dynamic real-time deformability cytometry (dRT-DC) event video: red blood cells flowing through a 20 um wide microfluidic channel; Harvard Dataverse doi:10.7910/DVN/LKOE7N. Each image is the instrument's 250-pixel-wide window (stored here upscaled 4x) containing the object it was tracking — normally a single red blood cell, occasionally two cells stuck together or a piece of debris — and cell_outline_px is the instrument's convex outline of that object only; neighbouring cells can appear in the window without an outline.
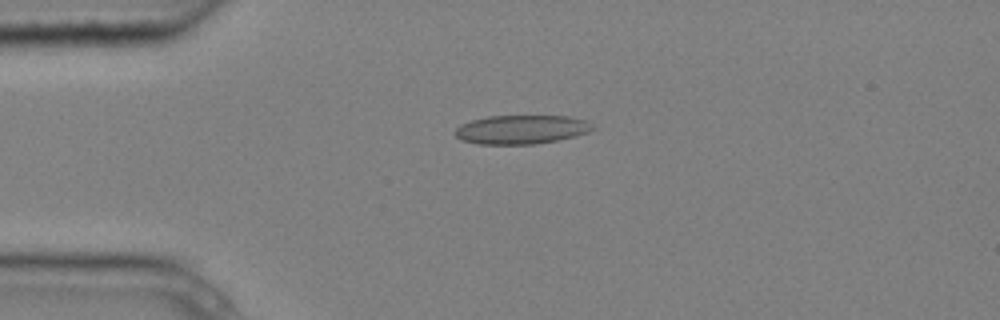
{"species": "common noctule bat (a hibernating species)", "species_latin": "Nyctalus noctula", "temperature_condition": "cold", "stored_images_in_passage": 5, "camera_frame_rate_fps": 3000, "um_per_image_px": 0.085, "animal": {"sex": "male", "body_mass_g": 20.4}, "frame": {"image": 1, "passage_image": 2, "time_ms": 0.333, "image_size_px": [1000, 320], "cell_outline_px": [[596, 128], [588, 132], [576, 136], [536, 144], [480, 144], [460, 140], [456, 136], [456, 128], [460, 124], [472, 120], [488, 116], [568, 116], [584, 120]], "centroid_in_image_um": [44.3, 11.01], "position_along_channel_um": 40.7, "area_um2": 23.06}}
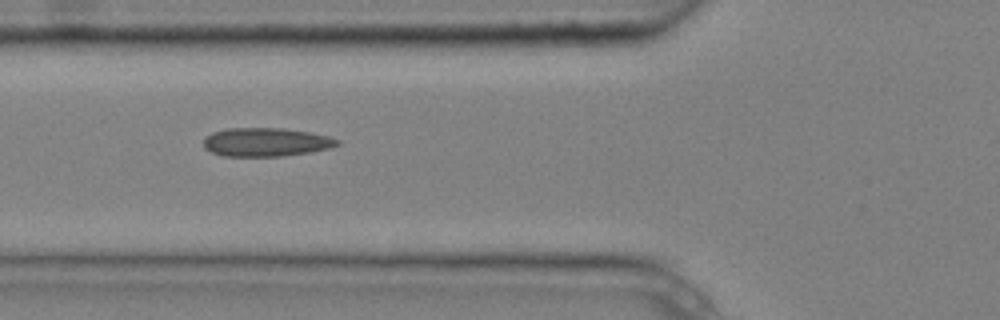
{"frame": {"image": 2, "passage_image": 4, "time_ms": 1.0, "image_size_px": [1000, 320], "cell_outline_px": [[340, 144], [328, 148], [312, 152], [284, 156], [220, 156], [204, 148], [204, 136], [212, 132], [224, 128], [284, 128], [312, 132], [328, 136], [340, 140]], "centroid_in_image_um": [22.59, 12.07], "position_along_channel_um": 103.2, "area_um2": 22.6}}
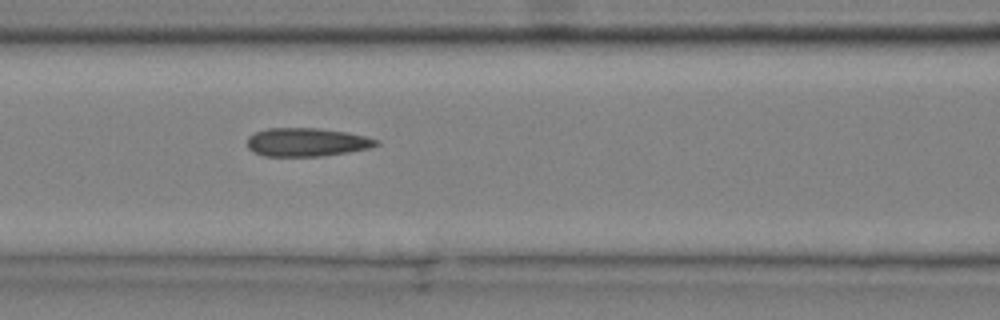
{"frame": {"image": 3, "passage_image": 5, "time_ms": 1.333, "image_size_px": [1000, 320], "cell_outline_px": [[380, 144], [368, 148], [348, 152], [320, 156], [264, 156], [252, 152], [248, 148], [248, 136], [256, 132], [268, 128], [316, 128], [348, 132], [380, 140]], "centroid_in_image_um": [26.06, 12.08], "position_along_channel_um": 140.5, "area_um2": 21.39}}